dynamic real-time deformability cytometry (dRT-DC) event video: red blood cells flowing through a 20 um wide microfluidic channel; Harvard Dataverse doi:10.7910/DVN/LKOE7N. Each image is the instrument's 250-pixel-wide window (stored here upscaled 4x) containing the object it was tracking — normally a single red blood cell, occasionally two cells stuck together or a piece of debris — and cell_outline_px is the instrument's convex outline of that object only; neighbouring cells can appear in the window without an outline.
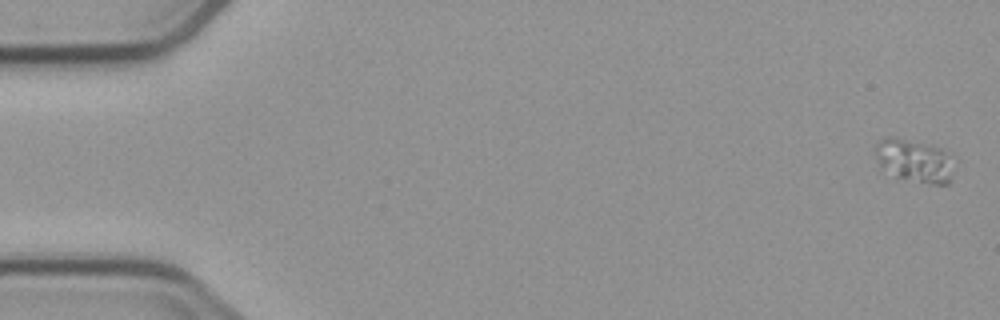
{"species": "common noctule bat (a hibernating species)", "species_latin": "Nyctalus noctula", "temperature_condition": "cold", "stored_images_in_passage": 5, "camera_frame_rate_fps": 3000, "um_per_image_px": 0.085, "animal": {"sex": "male", "body_mass_g": 23.1, "forearm_length_mm": 52.7}, "frame": {"image": 1, "passage_image": 1, "time_ms": 0.0, "image_size_px": [1000, 320], "cell_outline_px": [[948, 184], [932, 184], [896, 176], [880, 164], [876, 156], [876, 144], [880, 140], [888, 136], [892, 136], [940, 148], [944, 152], [948, 176]], "centroid_in_image_um": [77.58, 13.62], "position_along_channel_um": 7.4, "area_um2": 18.03}}
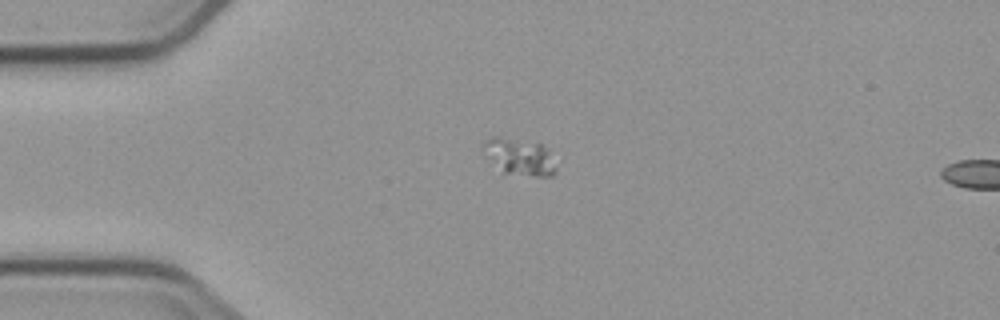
{"frame": {"image": 2, "passage_image": 4, "time_ms": 4.333, "image_size_px": [1000, 320], "cell_outline_px": [[556, 172], [552, 176], [536, 176], [504, 172], [480, 144], [484, 140], [492, 136], [500, 136], [540, 144], [548, 152]], "centroid_in_image_um": [44.15, 13.29], "position_along_channel_um": 40.9, "area_um2": 14.68}}